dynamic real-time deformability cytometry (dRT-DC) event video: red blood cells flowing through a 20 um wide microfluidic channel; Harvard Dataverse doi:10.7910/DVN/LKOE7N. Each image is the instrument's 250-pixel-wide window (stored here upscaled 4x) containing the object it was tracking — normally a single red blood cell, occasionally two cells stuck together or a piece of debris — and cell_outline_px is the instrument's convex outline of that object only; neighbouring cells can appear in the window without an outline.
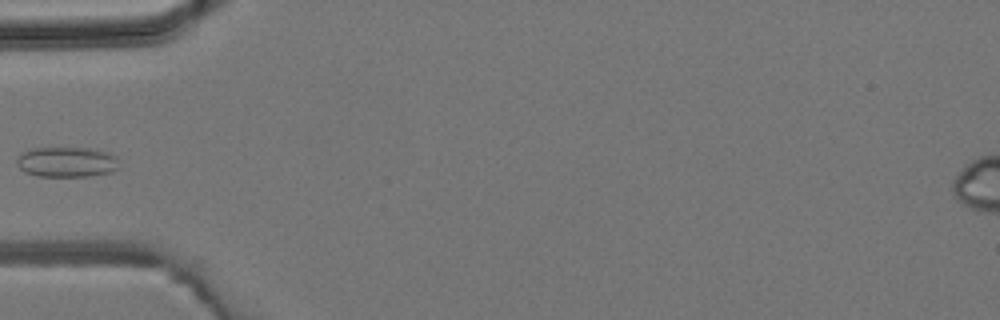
{"species": "common noctule bat (a hibernating species)", "species_latin": "Nyctalus noctula", "temperature_condition": "room temperature", "stored_images_in_passage": 5, "camera_frame_rate_fps": 3000, "um_per_image_px": 0.085, "animal": {"sex": "male", "body_mass_g": 19.2, "forearm_length_mm": 51.8}, "frame": {"image": 1, "passage_image": 5, "time_ms": 5.0, "image_size_px": [1000, 320], "cell_outline_px": [[116, 168], [112, 172], [88, 176], [36, 176], [24, 172], [16, 164], [16, 156], [20, 152], [32, 148], [88, 148], [108, 152], [116, 156]], "centroid_in_image_um": [5.59, 13.76], "position_along_channel_um": 79.4, "area_um2": 18.09}}